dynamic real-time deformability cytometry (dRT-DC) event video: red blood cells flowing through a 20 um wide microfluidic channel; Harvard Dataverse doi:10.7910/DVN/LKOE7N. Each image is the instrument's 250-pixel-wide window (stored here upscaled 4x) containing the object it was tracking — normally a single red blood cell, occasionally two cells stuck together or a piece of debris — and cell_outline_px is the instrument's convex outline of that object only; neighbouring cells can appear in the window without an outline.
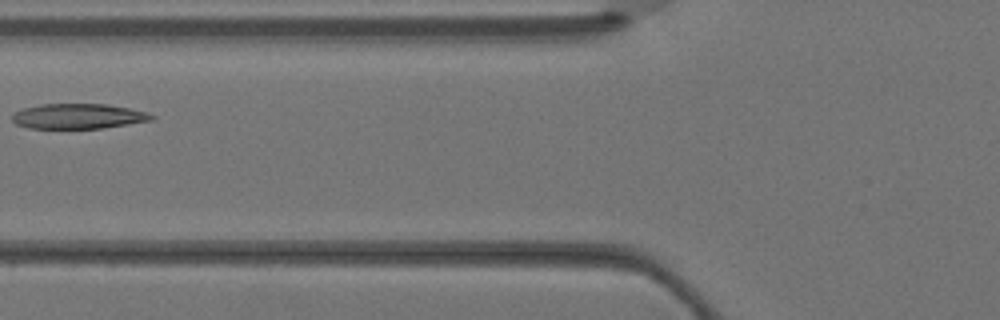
{"species": "Egyptian fruit bat (a non-hibernating species)", "species_latin": "Rousettus aegyptiacus", "temperature_condition": "warm", "stored_images_in_passage": 2, "camera_frame_rate_fps": 3000, "um_per_image_px": 0.085, "animal": {"sex": "female"}, "frame": {"image": 1, "passage_image": 2, "time_ms": 0.333, "image_size_px": [1000, 320], "cell_outline_px": [[156, 116], [152, 120], [104, 128], [28, 128], [16, 124], [12, 120], [12, 116], [16, 112], [24, 108], [40, 104], [108, 104], [148, 112]], "centroid_in_image_um": [6.67, 9.88], "position_along_channel_um": 119.1, "area_um2": 20.35}}